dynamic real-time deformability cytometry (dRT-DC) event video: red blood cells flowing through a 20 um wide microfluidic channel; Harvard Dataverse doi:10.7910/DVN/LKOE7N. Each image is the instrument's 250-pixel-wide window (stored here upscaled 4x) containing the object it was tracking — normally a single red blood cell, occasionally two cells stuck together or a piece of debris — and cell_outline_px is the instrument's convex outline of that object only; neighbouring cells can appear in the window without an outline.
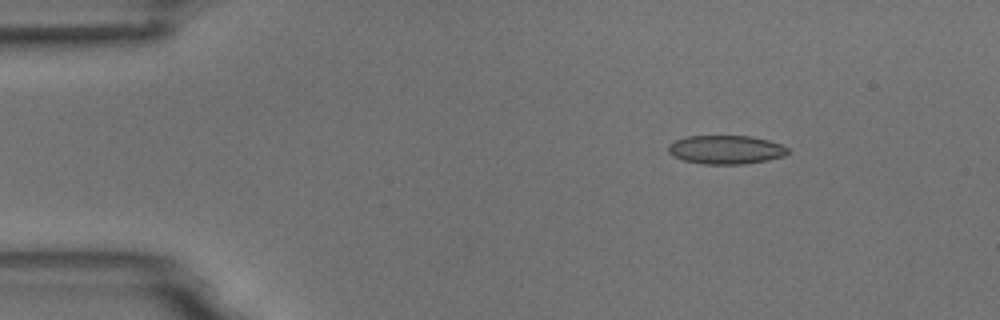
{"species": "common noctule bat (a hibernating species)", "species_latin": "Nyctalus noctula", "temperature_condition": "room temperature", "stored_images_in_passage": 3, "camera_frame_rate_fps": 3000, "um_per_image_px": 0.085, "animal": {"sex": "male", "body_mass_g": 18.8}, "frame": {"image": 1, "passage_image": 3, "time_ms": 3.0, "image_size_px": [1000, 320], "cell_outline_px": [[788, 152], [784, 156], [768, 160], [744, 164], [704, 164], [684, 160], [672, 156], [668, 152], [668, 144], [676, 140], [688, 136], [752, 136], [768, 140], [780, 144], [788, 148]], "centroid_in_image_um": [61.69, 12.72], "position_along_channel_um": 23.3, "area_um2": 20.0}}